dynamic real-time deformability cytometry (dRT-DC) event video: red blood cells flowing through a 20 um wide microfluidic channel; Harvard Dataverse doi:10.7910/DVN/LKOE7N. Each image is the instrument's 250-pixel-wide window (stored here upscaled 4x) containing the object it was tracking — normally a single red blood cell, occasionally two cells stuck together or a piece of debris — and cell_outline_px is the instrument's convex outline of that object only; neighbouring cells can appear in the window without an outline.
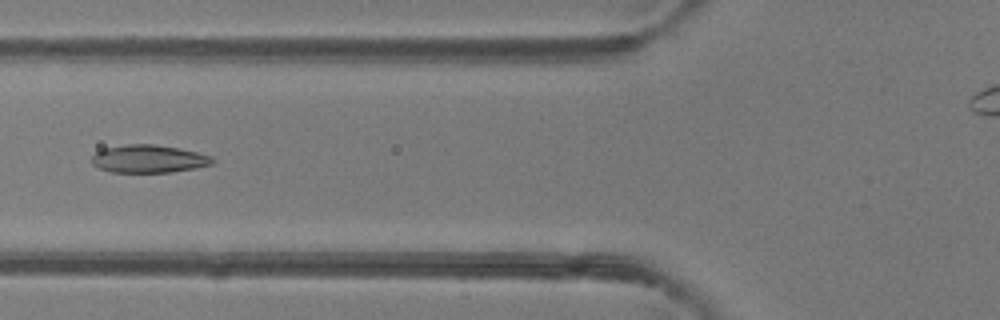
{"species": "common noctule bat (a hibernating species)", "species_latin": "Nyctalus noctula", "temperature_condition": "room temperature", "stored_images_in_passage": 6, "camera_frame_rate_fps": 3000, "um_per_image_px": 0.085, "animal": {"sex": "female"}, "frame": {"image": 1, "passage_image": 6, "time_ms": 5.667, "image_size_px": [1000, 320], "cell_outline_px": [[216, 160], [212, 164], [196, 168], [172, 172], [112, 172], [100, 168], [92, 164], [92, 156], [96, 152], [104, 148], [124, 144], [156, 144], [180, 148], [212, 156]], "centroid_in_image_um": [12.66, 13.49], "position_along_channel_um": 113.1, "area_um2": 19.71}}